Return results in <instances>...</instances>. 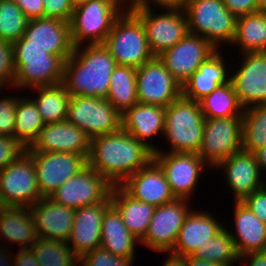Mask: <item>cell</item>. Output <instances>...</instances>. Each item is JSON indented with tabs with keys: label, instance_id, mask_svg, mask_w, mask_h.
I'll list each match as a JSON object with an SVG mask.
<instances>
[{
	"label": "cell",
	"instance_id": "obj_16",
	"mask_svg": "<svg viewBox=\"0 0 266 266\" xmlns=\"http://www.w3.org/2000/svg\"><path fill=\"white\" fill-rule=\"evenodd\" d=\"M112 187L105 177L87 165L65 181L49 198L63 206L78 209L105 201Z\"/></svg>",
	"mask_w": 266,
	"mask_h": 266
},
{
	"label": "cell",
	"instance_id": "obj_10",
	"mask_svg": "<svg viewBox=\"0 0 266 266\" xmlns=\"http://www.w3.org/2000/svg\"><path fill=\"white\" fill-rule=\"evenodd\" d=\"M242 116L205 118L198 155L212 170L223 160L242 151Z\"/></svg>",
	"mask_w": 266,
	"mask_h": 266
},
{
	"label": "cell",
	"instance_id": "obj_26",
	"mask_svg": "<svg viewBox=\"0 0 266 266\" xmlns=\"http://www.w3.org/2000/svg\"><path fill=\"white\" fill-rule=\"evenodd\" d=\"M222 228L224 225L219 222L218 217H213L207 211L191 209L170 253L183 257L193 255L200 245L214 237Z\"/></svg>",
	"mask_w": 266,
	"mask_h": 266
},
{
	"label": "cell",
	"instance_id": "obj_11",
	"mask_svg": "<svg viewBox=\"0 0 266 266\" xmlns=\"http://www.w3.org/2000/svg\"><path fill=\"white\" fill-rule=\"evenodd\" d=\"M66 121L83 130L90 138L121 129V114L106 98L71 96Z\"/></svg>",
	"mask_w": 266,
	"mask_h": 266
},
{
	"label": "cell",
	"instance_id": "obj_52",
	"mask_svg": "<svg viewBox=\"0 0 266 266\" xmlns=\"http://www.w3.org/2000/svg\"><path fill=\"white\" fill-rule=\"evenodd\" d=\"M183 258L185 259L186 266H223L199 257H194L193 255L184 256Z\"/></svg>",
	"mask_w": 266,
	"mask_h": 266
},
{
	"label": "cell",
	"instance_id": "obj_5",
	"mask_svg": "<svg viewBox=\"0 0 266 266\" xmlns=\"http://www.w3.org/2000/svg\"><path fill=\"white\" fill-rule=\"evenodd\" d=\"M205 117L199 101L183 96L165 108L164 138L169 151L175 153H198L204 133Z\"/></svg>",
	"mask_w": 266,
	"mask_h": 266
},
{
	"label": "cell",
	"instance_id": "obj_4",
	"mask_svg": "<svg viewBox=\"0 0 266 266\" xmlns=\"http://www.w3.org/2000/svg\"><path fill=\"white\" fill-rule=\"evenodd\" d=\"M15 76L13 89L52 86L62 83L64 61L36 46H27L21 38L14 43Z\"/></svg>",
	"mask_w": 266,
	"mask_h": 266
},
{
	"label": "cell",
	"instance_id": "obj_14",
	"mask_svg": "<svg viewBox=\"0 0 266 266\" xmlns=\"http://www.w3.org/2000/svg\"><path fill=\"white\" fill-rule=\"evenodd\" d=\"M136 90L139 103L165 108L182 96L181 84L158 57L136 69Z\"/></svg>",
	"mask_w": 266,
	"mask_h": 266
},
{
	"label": "cell",
	"instance_id": "obj_46",
	"mask_svg": "<svg viewBox=\"0 0 266 266\" xmlns=\"http://www.w3.org/2000/svg\"><path fill=\"white\" fill-rule=\"evenodd\" d=\"M242 202L266 224V186L245 197Z\"/></svg>",
	"mask_w": 266,
	"mask_h": 266
},
{
	"label": "cell",
	"instance_id": "obj_48",
	"mask_svg": "<svg viewBox=\"0 0 266 266\" xmlns=\"http://www.w3.org/2000/svg\"><path fill=\"white\" fill-rule=\"evenodd\" d=\"M29 19L44 18L43 0H13Z\"/></svg>",
	"mask_w": 266,
	"mask_h": 266
},
{
	"label": "cell",
	"instance_id": "obj_13",
	"mask_svg": "<svg viewBox=\"0 0 266 266\" xmlns=\"http://www.w3.org/2000/svg\"><path fill=\"white\" fill-rule=\"evenodd\" d=\"M190 201L175 198L171 202L156 207L147 233L139 245L149 247L157 253L170 252L175 245L184 219L191 210L188 203Z\"/></svg>",
	"mask_w": 266,
	"mask_h": 266
},
{
	"label": "cell",
	"instance_id": "obj_25",
	"mask_svg": "<svg viewBox=\"0 0 266 266\" xmlns=\"http://www.w3.org/2000/svg\"><path fill=\"white\" fill-rule=\"evenodd\" d=\"M121 128L155 152L159 146L149 139L164 136L165 107L138 102L121 115Z\"/></svg>",
	"mask_w": 266,
	"mask_h": 266
},
{
	"label": "cell",
	"instance_id": "obj_43",
	"mask_svg": "<svg viewBox=\"0 0 266 266\" xmlns=\"http://www.w3.org/2000/svg\"><path fill=\"white\" fill-rule=\"evenodd\" d=\"M18 99L19 96L15 95L0 97V136L14 137L15 112Z\"/></svg>",
	"mask_w": 266,
	"mask_h": 266
},
{
	"label": "cell",
	"instance_id": "obj_47",
	"mask_svg": "<svg viewBox=\"0 0 266 266\" xmlns=\"http://www.w3.org/2000/svg\"><path fill=\"white\" fill-rule=\"evenodd\" d=\"M227 9L236 17L258 12V0H223Z\"/></svg>",
	"mask_w": 266,
	"mask_h": 266
},
{
	"label": "cell",
	"instance_id": "obj_22",
	"mask_svg": "<svg viewBox=\"0 0 266 266\" xmlns=\"http://www.w3.org/2000/svg\"><path fill=\"white\" fill-rule=\"evenodd\" d=\"M120 186L134 199L155 207L175 199L161 167L153 159Z\"/></svg>",
	"mask_w": 266,
	"mask_h": 266
},
{
	"label": "cell",
	"instance_id": "obj_23",
	"mask_svg": "<svg viewBox=\"0 0 266 266\" xmlns=\"http://www.w3.org/2000/svg\"><path fill=\"white\" fill-rule=\"evenodd\" d=\"M111 205L109 196L103 202L75 209V219L67 243L79 258L100 247L102 219Z\"/></svg>",
	"mask_w": 266,
	"mask_h": 266
},
{
	"label": "cell",
	"instance_id": "obj_45",
	"mask_svg": "<svg viewBox=\"0 0 266 266\" xmlns=\"http://www.w3.org/2000/svg\"><path fill=\"white\" fill-rule=\"evenodd\" d=\"M44 17L69 22L74 10L71 0H43Z\"/></svg>",
	"mask_w": 266,
	"mask_h": 266
},
{
	"label": "cell",
	"instance_id": "obj_57",
	"mask_svg": "<svg viewBox=\"0 0 266 266\" xmlns=\"http://www.w3.org/2000/svg\"><path fill=\"white\" fill-rule=\"evenodd\" d=\"M86 1H90V0H71V2L73 3L74 6L86 2Z\"/></svg>",
	"mask_w": 266,
	"mask_h": 266
},
{
	"label": "cell",
	"instance_id": "obj_31",
	"mask_svg": "<svg viewBox=\"0 0 266 266\" xmlns=\"http://www.w3.org/2000/svg\"><path fill=\"white\" fill-rule=\"evenodd\" d=\"M138 243L140 241L129 232L120 213L111 205L102 219L100 247L113 255L134 261Z\"/></svg>",
	"mask_w": 266,
	"mask_h": 266
},
{
	"label": "cell",
	"instance_id": "obj_42",
	"mask_svg": "<svg viewBox=\"0 0 266 266\" xmlns=\"http://www.w3.org/2000/svg\"><path fill=\"white\" fill-rule=\"evenodd\" d=\"M14 76L15 66L12 43L0 40V89L13 88Z\"/></svg>",
	"mask_w": 266,
	"mask_h": 266
},
{
	"label": "cell",
	"instance_id": "obj_7",
	"mask_svg": "<svg viewBox=\"0 0 266 266\" xmlns=\"http://www.w3.org/2000/svg\"><path fill=\"white\" fill-rule=\"evenodd\" d=\"M128 8L141 20L149 48L155 57L172 48L188 33L184 8L163 7L160 9L163 13H155L153 6L142 0L128 5Z\"/></svg>",
	"mask_w": 266,
	"mask_h": 266
},
{
	"label": "cell",
	"instance_id": "obj_28",
	"mask_svg": "<svg viewBox=\"0 0 266 266\" xmlns=\"http://www.w3.org/2000/svg\"><path fill=\"white\" fill-rule=\"evenodd\" d=\"M221 51V52H220ZM222 50H216L182 85V96L199 101L218 86L230 82L229 70Z\"/></svg>",
	"mask_w": 266,
	"mask_h": 266
},
{
	"label": "cell",
	"instance_id": "obj_44",
	"mask_svg": "<svg viewBox=\"0 0 266 266\" xmlns=\"http://www.w3.org/2000/svg\"><path fill=\"white\" fill-rule=\"evenodd\" d=\"M25 151L26 147L15 137L0 136V171Z\"/></svg>",
	"mask_w": 266,
	"mask_h": 266
},
{
	"label": "cell",
	"instance_id": "obj_54",
	"mask_svg": "<svg viewBox=\"0 0 266 266\" xmlns=\"http://www.w3.org/2000/svg\"><path fill=\"white\" fill-rule=\"evenodd\" d=\"M162 264V266H186L183 256L175 255L170 252H168L167 260Z\"/></svg>",
	"mask_w": 266,
	"mask_h": 266
},
{
	"label": "cell",
	"instance_id": "obj_41",
	"mask_svg": "<svg viewBox=\"0 0 266 266\" xmlns=\"http://www.w3.org/2000/svg\"><path fill=\"white\" fill-rule=\"evenodd\" d=\"M134 261L113 255L102 247L83 254L79 258V266H132Z\"/></svg>",
	"mask_w": 266,
	"mask_h": 266
},
{
	"label": "cell",
	"instance_id": "obj_40",
	"mask_svg": "<svg viewBox=\"0 0 266 266\" xmlns=\"http://www.w3.org/2000/svg\"><path fill=\"white\" fill-rule=\"evenodd\" d=\"M29 20L13 0H0V40L11 43L19 40Z\"/></svg>",
	"mask_w": 266,
	"mask_h": 266
},
{
	"label": "cell",
	"instance_id": "obj_18",
	"mask_svg": "<svg viewBox=\"0 0 266 266\" xmlns=\"http://www.w3.org/2000/svg\"><path fill=\"white\" fill-rule=\"evenodd\" d=\"M238 68L230 74V82L241 106L266 104V52L243 53Z\"/></svg>",
	"mask_w": 266,
	"mask_h": 266
},
{
	"label": "cell",
	"instance_id": "obj_38",
	"mask_svg": "<svg viewBox=\"0 0 266 266\" xmlns=\"http://www.w3.org/2000/svg\"><path fill=\"white\" fill-rule=\"evenodd\" d=\"M242 150L254 153L266 146V104L243 110Z\"/></svg>",
	"mask_w": 266,
	"mask_h": 266
},
{
	"label": "cell",
	"instance_id": "obj_58",
	"mask_svg": "<svg viewBox=\"0 0 266 266\" xmlns=\"http://www.w3.org/2000/svg\"><path fill=\"white\" fill-rule=\"evenodd\" d=\"M121 1L124 2L128 6V5L135 3L137 0H121Z\"/></svg>",
	"mask_w": 266,
	"mask_h": 266
},
{
	"label": "cell",
	"instance_id": "obj_37",
	"mask_svg": "<svg viewBox=\"0 0 266 266\" xmlns=\"http://www.w3.org/2000/svg\"><path fill=\"white\" fill-rule=\"evenodd\" d=\"M193 256L223 266H234L236 261L239 262V255L230 235V230L226 227L200 245Z\"/></svg>",
	"mask_w": 266,
	"mask_h": 266
},
{
	"label": "cell",
	"instance_id": "obj_19",
	"mask_svg": "<svg viewBox=\"0 0 266 266\" xmlns=\"http://www.w3.org/2000/svg\"><path fill=\"white\" fill-rule=\"evenodd\" d=\"M91 138L68 121L45 124L27 152L75 153L88 158Z\"/></svg>",
	"mask_w": 266,
	"mask_h": 266
},
{
	"label": "cell",
	"instance_id": "obj_50",
	"mask_svg": "<svg viewBox=\"0 0 266 266\" xmlns=\"http://www.w3.org/2000/svg\"><path fill=\"white\" fill-rule=\"evenodd\" d=\"M144 3L155 8H184L189 0H142Z\"/></svg>",
	"mask_w": 266,
	"mask_h": 266
},
{
	"label": "cell",
	"instance_id": "obj_36",
	"mask_svg": "<svg viewBox=\"0 0 266 266\" xmlns=\"http://www.w3.org/2000/svg\"><path fill=\"white\" fill-rule=\"evenodd\" d=\"M44 125L37 105L31 96L19 97L15 112L14 137L28 148Z\"/></svg>",
	"mask_w": 266,
	"mask_h": 266
},
{
	"label": "cell",
	"instance_id": "obj_29",
	"mask_svg": "<svg viewBox=\"0 0 266 266\" xmlns=\"http://www.w3.org/2000/svg\"><path fill=\"white\" fill-rule=\"evenodd\" d=\"M0 237L7 244H19V249L33 246L39 237L29 207L0 208Z\"/></svg>",
	"mask_w": 266,
	"mask_h": 266
},
{
	"label": "cell",
	"instance_id": "obj_9",
	"mask_svg": "<svg viewBox=\"0 0 266 266\" xmlns=\"http://www.w3.org/2000/svg\"><path fill=\"white\" fill-rule=\"evenodd\" d=\"M41 198L32 157L25 151L0 171V204L30 208Z\"/></svg>",
	"mask_w": 266,
	"mask_h": 266
},
{
	"label": "cell",
	"instance_id": "obj_17",
	"mask_svg": "<svg viewBox=\"0 0 266 266\" xmlns=\"http://www.w3.org/2000/svg\"><path fill=\"white\" fill-rule=\"evenodd\" d=\"M217 49L202 36L192 33L157 57L181 86Z\"/></svg>",
	"mask_w": 266,
	"mask_h": 266
},
{
	"label": "cell",
	"instance_id": "obj_27",
	"mask_svg": "<svg viewBox=\"0 0 266 266\" xmlns=\"http://www.w3.org/2000/svg\"><path fill=\"white\" fill-rule=\"evenodd\" d=\"M233 207L235 232L231 230L230 235L239 257L252 252L266 251V224L242 201H234Z\"/></svg>",
	"mask_w": 266,
	"mask_h": 266
},
{
	"label": "cell",
	"instance_id": "obj_30",
	"mask_svg": "<svg viewBox=\"0 0 266 266\" xmlns=\"http://www.w3.org/2000/svg\"><path fill=\"white\" fill-rule=\"evenodd\" d=\"M110 198L129 232L141 241L147 233L156 207L134 199L120 185H113Z\"/></svg>",
	"mask_w": 266,
	"mask_h": 266
},
{
	"label": "cell",
	"instance_id": "obj_56",
	"mask_svg": "<svg viewBox=\"0 0 266 266\" xmlns=\"http://www.w3.org/2000/svg\"><path fill=\"white\" fill-rule=\"evenodd\" d=\"M264 8H266V0H258V9H259V11H261Z\"/></svg>",
	"mask_w": 266,
	"mask_h": 266
},
{
	"label": "cell",
	"instance_id": "obj_15",
	"mask_svg": "<svg viewBox=\"0 0 266 266\" xmlns=\"http://www.w3.org/2000/svg\"><path fill=\"white\" fill-rule=\"evenodd\" d=\"M33 160L42 198L50 197L65 181L87 166V158L75 153L28 152Z\"/></svg>",
	"mask_w": 266,
	"mask_h": 266
},
{
	"label": "cell",
	"instance_id": "obj_53",
	"mask_svg": "<svg viewBox=\"0 0 266 266\" xmlns=\"http://www.w3.org/2000/svg\"><path fill=\"white\" fill-rule=\"evenodd\" d=\"M10 253L6 246L0 245V266H13V254Z\"/></svg>",
	"mask_w": 266,
	"mask_h": 266
},
{
	"label": "cell",
	"instance_id": "obj_3",
	"mask_svg": "<svg viewBox=\"0 0 266 266\" xmlns=\"http://www.w3.org/2000/svg\"><path fill=\"white\" fill-rule=\"evenodd\" d=\"M127 7L121 0H90L74 6L69 21L73 46L103 44Z\"/></svg>",
	"mask_w": 266,
	"mask_h": 266
},
{
	"label": "cell",
	"instance_id": "obj_34",
	"mask_svg": "<svg viewBox=\"0 0 266 266\" xmlns=\"http://www.w3.org/2000/svg\"><path fill=\"white\" fill-rule=\"evenodd\" d=\"M122 115L138 103L136 90V68L117 65L110 77V88L106 98Z\"/></svg>",
	"mask_w": 266,
	"mask_h": 266
},
{
	"label": "cell",
	"instance_id": "obj_33",
	"mask_svg": "<svg viewBox=\"0 0 266 266\" xmlns=\"http://www.w3.org/2000/svg\"><path fill=\"white\" fill-rule=\"evenodd\" d=\"M37 97H31L44 124L62 122L66 120L70 94L62 83L52 86H39L31 88Z\"/></svg>",
	"mask_w": 266,
	"mask_h": 266
},
{
	"label": "cell",
	"instance_id": "obj_6",
	"mask_svg": "<svg viewBox=\"0 0 266 266\" xmlns=\"http://www.w3.org/2000/svg\"><path fill=\"white\" fill-rule=\"evenodd\" d=\"M103 44L117 65L137 69L155 57L141 20L128 7L115 20Z\"/></svg>",
	"mask_w": 266,
	"mask_h": 266
},
{
	"label": "cell",
	"instance_id": "obj_39",
	"mask_svg": "<svg viewBox=\"0 0 266 266\" xmlns=\"http://www.w3.org/2000/svg\"><path fill=\"white\" fill-rule=\"evenodd\" d=\"M31 249L39 266L79 265V257L67 242L38 238Z\"/></svg>",
	"mask_w": 266,
	"mask_h": 266
},
{
	"label": "cell",
	"instance_id": "obj_32",
	"mask_svg": "<svg viewBox=\"0 0 266 266\" xmlns=\"http://www.w3.org/2000/svg\"><path fill=\"white\" fill-rule=\"evenodd\" d=\"M231 45L242 53L266 52V19L261 11L237 17Z\"/></svg>",
	"mask_w": 266,
	"mask_h": 266
},
{
	"label": "cell",
	"instance_id": "obj_21",
	"mask_svg": "<svg viewBox=\"0 0 266 266\" xmlns=\"http://www.w3.org/2000/svg\"><path fill=\"white\" fill-rule=\"evenodd\" d=\"M215 169L225 173L224 180L227 189L234 193V201H242L266 183L254 153L242 150L220 162Z\"/></svg>",
	"mask_w": 266,
	"mask_h": 266
},
{
	"label": "cell",
	"instance_id": "obj_35",
	"mask_svg": "<svg viewBox=\"0 0 266 266\" xmlns=\"http://www.w3.org/2000/svg\"><path fill=\"white\" fill-rule=\"evenodd\" d=\"M199 104L205 118L242 116L244 110L231 82L218 86L199 100Z\"/></svg>",
	"mask_w": 266,
	"mask_h": 266
},
{
	"label": "cell",
	"instance_id": "obj_1",
	"mask_svg": "<svg viewBox=\"0 0 266 266\" xmlns=\"http://www.w3.org/2000/svg\"><path fill=\"white\" fill-rule=\"evenodd\" d=\"M153 151L122 128L91 138L87 165L112 185H121L153 159Z\"/></svg>",
	"mask_w": 266,
	"mask_h": 266
},
{
	"label": "cell",
	"instance_id": "obj_2",
	"mask_svg": "<svg viewBox=\"0 0 266 266\" xmlns=\"http://www.w3.org/2000/svg\"><path fill=\"white\" fill-rule=\"evenodd\" d=\"M116 66L104 44L80 45L64 62L62 84L70 96L107 98Z\"/></svg>",
	"mask_w": 266,
	"mask_h": 266
},
{
	"label": "cell",
	"instance_id": "obj_49",
	"mask_svg": "<svg viewBox=\"0 0 266 266\" xmlns=\"http://www.w3.org/2000/svg\"><path fill=\"white\" fill-rule=\"evenodd\" d=\"M13 266H39V264L31 248H18V252L15 255L13 253Z\"/></svg>",
	"mask_w": 266,
	"mask_h": 266
},
{
	"label": "cell",
	"instance_id": "obj_20",
	"mask_svg": "<svg viewBox=\"0 0 266 266\" xmlns=\"http://www.w3.org/2000/svg\"><path fill=\"white\" fill-rule=\"evenodd\" d=\"M27 46L42 48L50 54L59 56L64 62L73 54L69 22L55 18L30 19L21 37Z\"/></svg>",
	"mask_w": 266,
	"mask_h": 266
},
{
	"label": "cell",
	"instance_id": "obj_51",
	"mask_svg": "<svg viewBox=\"0 0 266 266\" xmlns=\"http://www.w3.org/2000/svg\"><path fill=\"white\" fill-rule=\"evenodd\" d=\"M242 259L250 260L247 266H266V251L248 253L239 257L240 262Z\"/></svg>",
	"mask_w": 266,
	"mask_h": 266
},
{
	"label": "cell",
	"instance_id": "obj_55",
	"mask_svg": "<svg viewBox=\"0 0 266 266\" xmlns=\"http://www.w3.org/2000/svg\"><path fill=\"white\" fill-rule=\"evenodd\" d=\"M254 154L262 174L266 173V146L259 148Z\"/></svg>",
	"mask_w": 266,
	"mask_h": 266
},
{
	"label": "cell",
	"instance_id": "obj_59",
	"mask_svg": "<svg viewBox=\"0 0 266 266\" xmlns=\"http://www.w3.org/2000/svg\"><path fill=\"white\" fill-rule=\"evenodd\" d=\"M261 13L264 15L265 19H266V8L261 10Z\"/></svg>",
	"mask_w": 266,
	"mask_h": 266
},
{
	"label": "cell",
	"instance_id": "obj_24",
	"mask_svg": "<svg viewBox=\"0 0 266 266\" xmlns=\"http://www.w3.org/2000/svg\"><path fill=\"white\" fill-rule=\"evenodd\" d=\"M29 210L39 238L67 242L75 219V209L44 197Z\"/></svg>",
	"mask_w": 266,
	"mask_h": 266
},
{
	"label": "cell",
	"instance_id": "obj_8",
	"mask_svg": "<svg viewBox=\"0 0 266 266\" xmlns=\"http://www.w3.org/2000/svg\"><path fill=\"white\" fill-rule=\"evenodd\" d=\"M184 11L189 33L202 36L217 50L225 43L231 46L237 17L227 9L223 0H189Z\"/></svg>",
	"mask_w": 266,
	"mask_h": 266
},
{
	"label": "cell",
	"instance_id": "obj_12",
	"mask_svg": "<svg viewBox=\"0 0 266 266\" xmlns=\"http://www.w3.org/2000/svg\"><path fill=\"white\" fill-rule=\"evenodd\" d=\"M153 160L161 167L175 198L187 200L198 188L202 171H206L203 169L210 168L197 153L166 152L160 148L153 153Z\"/></svg>",
	"mask_w": 266,
	"mask_h": 266
}]
</instances>
